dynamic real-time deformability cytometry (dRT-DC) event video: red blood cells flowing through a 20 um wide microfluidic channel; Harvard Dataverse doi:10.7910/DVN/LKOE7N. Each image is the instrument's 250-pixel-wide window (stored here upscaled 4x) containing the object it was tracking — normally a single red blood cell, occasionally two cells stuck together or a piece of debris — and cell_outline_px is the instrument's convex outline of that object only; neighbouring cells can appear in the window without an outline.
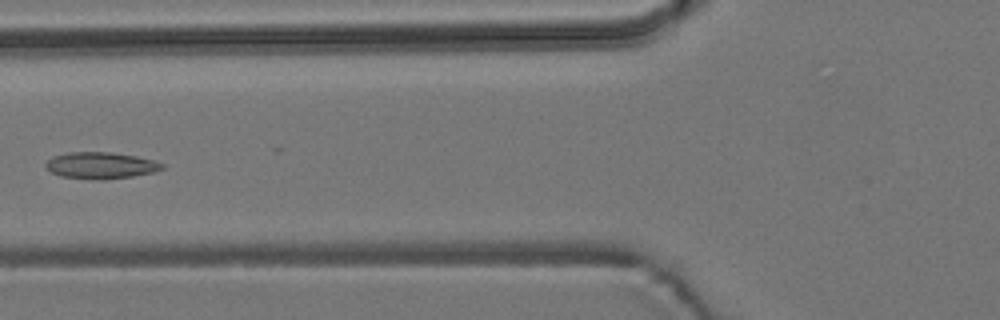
{"species": "common noctule bat (a hibernating species)", "species_latin": "Nyctalus noctula", "temperature_condition": "room temperature", "stored_images_in_passage": 6, "camera_frame_rate_fps": 3000, "um_per_image_px": 0.085, "animal": {"sex": "male", "body_mass_g": 19.2, "forearm_length_mm": 51.8}, "frame": {"image": 1, "passage_image": 5, "time_ms": 5.667, "image_size_px": [1000, 320], "cell_outline_px": [[164, 168], [152, 172], [132, 176], [104, 180], [96, 180], [60, 176], [44, 168], [44, 164], [52, 156], [68, 152], [112, 152], [136, 156], [152, 160], [164, 164]], "centroid_in_image_um": [8.51, 14.06], "position_along_channel_um": 117.3, "area_um2": 18.09}}
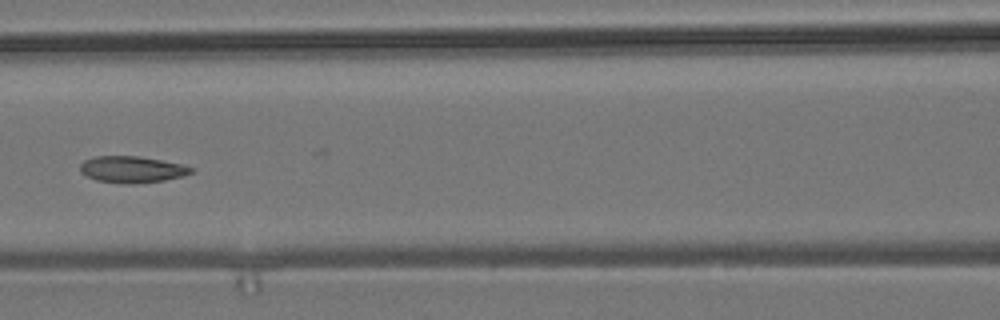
{"frame": {"image": 2, "passage_image": 6, "time_ms": 6.667, "image_size_px": [1000, 320], "cell_outline_px": [[196, 168], [192, 172], [184, 176], [164, 180], [132, 184], [128, 184], [96, 180], [80, 172], [80, 164], [84, 160], [92, 156], [140, 156], [184, 164]], "centroid_in_image_um": [11.25, 14.39], "position_along_channel_um": 155.4, "area_um2": 17.34}}